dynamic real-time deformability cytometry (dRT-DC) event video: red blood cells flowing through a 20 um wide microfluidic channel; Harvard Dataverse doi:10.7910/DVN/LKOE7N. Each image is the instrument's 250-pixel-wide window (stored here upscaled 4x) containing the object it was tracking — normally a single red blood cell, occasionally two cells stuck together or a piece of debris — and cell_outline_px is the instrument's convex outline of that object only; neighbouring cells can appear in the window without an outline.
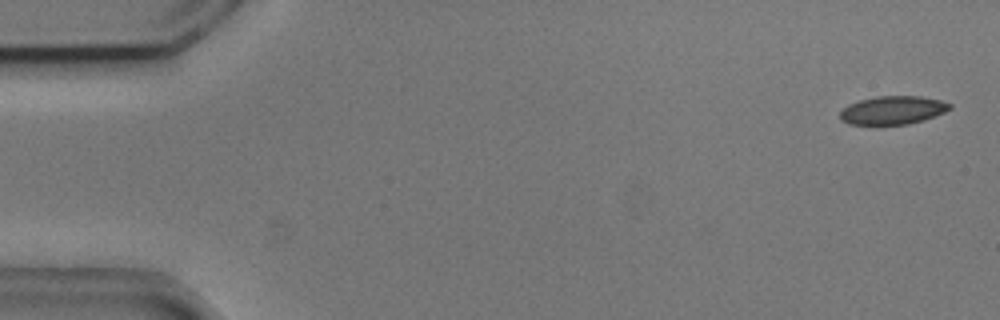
{"species": "common noctule bat (a hibernating species)", "species_latin": "Nyctalus noctula", "temperature_condition": "cold", "stored_images_in_passage": 55, "camera_frame_rate_fps": 3000, "um_per_image_px": 0.085, "animal": {"sex": "male", "body_mass_g": 20.5, "forearm_length_mm": 52.5}, "frame": {"image": 1, "passage_image": 2, "time_ms": 0.333, "image_size_px": [1000, 320], "cell_outline_px": [[952, 108], [944, 112], [924, 120], [908, 124], [848, 124], [840, 120], [840, 112], [848, 104], [860, 100], [876, 96], [920, 96], [940, 100], [952, 104]], "centroid_in_image_um": [75.88, 9.36], "position_along_channel_um": 9.1, "area_um2": 18.09}}
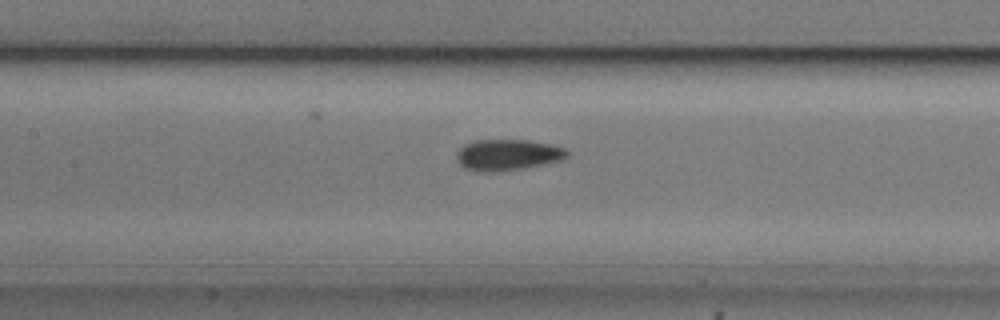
{"frame": {"image": 2, "passage_image": 25, "time_ms": 8.0, "image_size_px": [1000, 320], "cell_outline_px": [[568, 156], [560, 160], [520, 168], [492, 172], [476, 172], [464, 168], [456, 160], [456, 152], [464, 144], [476, 140], [528, 140], [552, 144], [564, 148], [568, 152]], "centroid_in_image_um": [43.09, 13.15], "position_along_channel_um": 164.3, "area_um2": 19.94}}
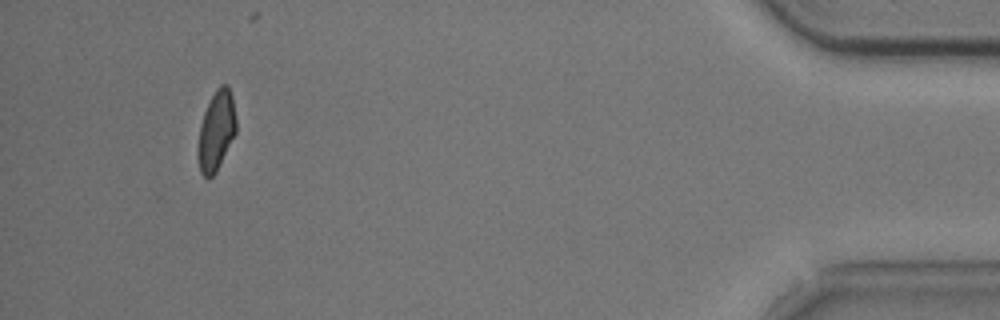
{"frame": {"image": 3, "passage_image": 51, "time_ms": 16.667, "image_size_px": [1000, 320], "cell_outline_px": [[236, 132], [216, 172], [208, 180], [200, 172], [196, 156], [196, 148], [200, 124], [204, 112], [216, 88], [220, 84], [228, 84], [232, 96], [236, 120]], "centroid_in_image_um": [18.35, 11.14], "position_along_channel_um": 416.8, "area_um2": 17.98}, "authors_computed_cell_mechanics": {"area_um2": 18.9584, "velocity_mm_per_s": 3.7318, "shape_relaxation_time_tau1_ms": 3.4211, "shape_relaxation_time_tau2_ms": 2.2094, "deformation_change_tau1": 0.0959, "deformation_change_tau2": 0.0714}}